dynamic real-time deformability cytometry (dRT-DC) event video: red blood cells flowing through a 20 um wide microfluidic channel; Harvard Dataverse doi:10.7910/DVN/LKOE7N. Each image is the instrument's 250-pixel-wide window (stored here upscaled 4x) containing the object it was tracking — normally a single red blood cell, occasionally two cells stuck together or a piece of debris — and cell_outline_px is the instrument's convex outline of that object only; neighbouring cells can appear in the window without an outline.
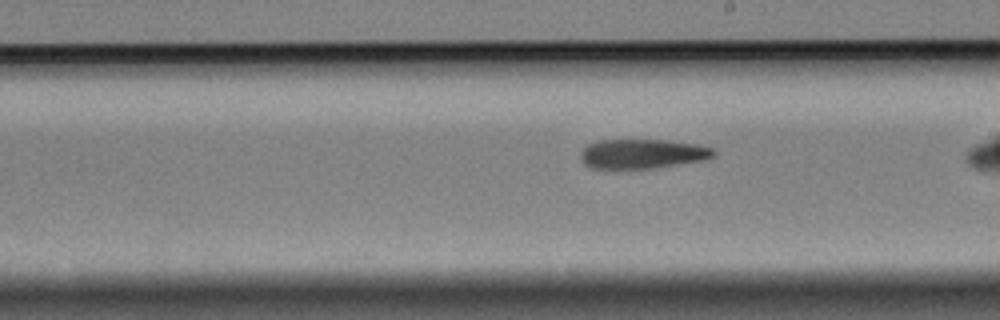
{"species": "Egyptian fruit bat (a non-hibernating species)", "species_latin": "Rousettus aegyptiacus", "temperature_condition": "cold", "stored_images_in_passage": 29, "camera_frame_rate_fps": 3000, "um_per_image_px": 0.085, "animal": {"sex": "female"}, "frame": {"image": 1, "passage_image": 17, "time_ms": 5.333, "image_size_px": [1000, 320], "cell_outline_px": [[716, 156], [700, 160], [652, 168], [592, 168], [584, 164], [580, 160], [580, 152], [588, 144], [596, 140], [664, 140], [696, 144], [712, 148], [716, 152]], "centroid_in_image_um": [54.55, 13.06], "position_along_channel_um": 234.4, "area_um2": 22.66}}
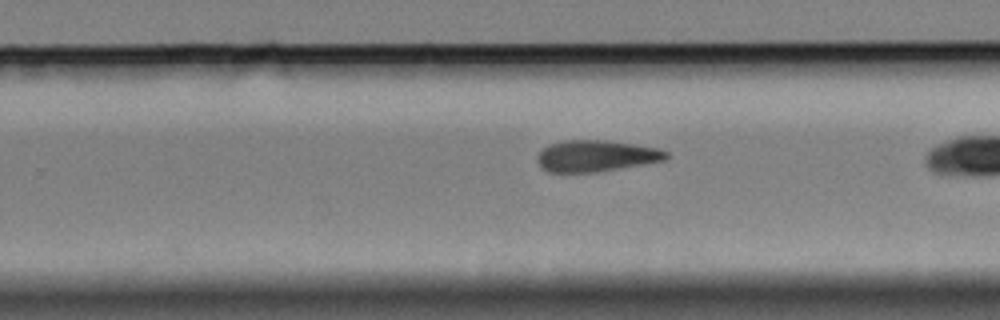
{"frame": {"image": 2, "passage_image": 21, "time_ms": 6.667, "image_size_px": [1000, 320], "cell_outline_px": [[668, 156], [664, 160], [596, 172], [548, 172], [540, 164], [540, 152], [548, 144], [564, 140], [604, 140], [660, 148], [668, 152]], "centroid_in_image_um": [50.69, 13.24], "position_along_channel_um": 279.1, "area_um2": 23.12}}
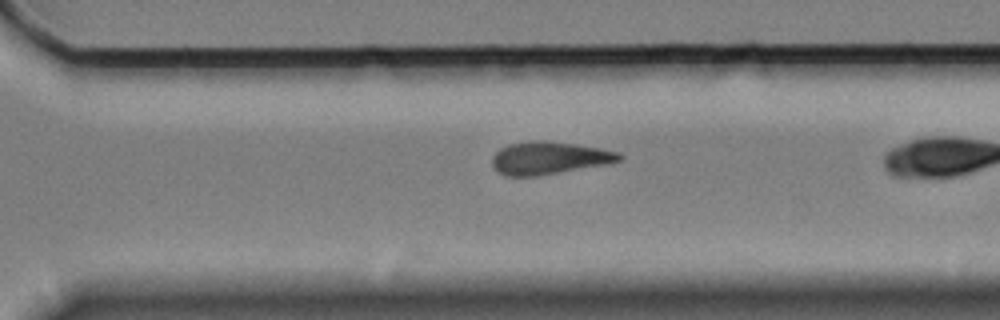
{"frame": {"image": 3, "passage_image": 25, "time_ms": 8.0, "image_size_px": [1000, 320], "cell_outline_px": [[624, 160], [612, 164], [540, 176], [504, 176], [492, 164], [492, 156], [500, 148], [508, 144], [532, 140], [544, 140], [576, 144], [600, 148], [620, 152], [624, 156]], "centroid_in_image_um": [46.76, 13.43], "position_along_channel_um": 323.8, "area_um2": 24.74}}